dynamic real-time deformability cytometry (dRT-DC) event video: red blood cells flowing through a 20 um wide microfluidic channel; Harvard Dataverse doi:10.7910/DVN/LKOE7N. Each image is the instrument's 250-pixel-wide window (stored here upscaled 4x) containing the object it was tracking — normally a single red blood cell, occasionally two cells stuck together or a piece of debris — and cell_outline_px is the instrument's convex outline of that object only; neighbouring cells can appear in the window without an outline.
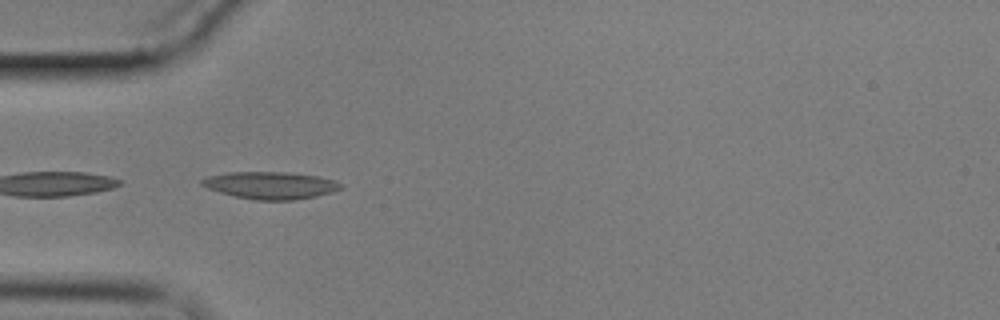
{"species": "common noctule bat (a hibernating species)", "species_latin": "Nyctalus noctula", "temperature_condition": "cold", "stored_images_in_passage": 27, "camera_frame_rate_fps": 3000, "um_per_image_px": 0.085, "animal": {"sex": "male", "body_mass_g": 17.9}, "frame": {"image": 1, "passage_image": 1, "time_ms": 0.0, "image_size_px": [1000, 320], "cell_outline_px": [[344, 188], [332, 192], [316, 196], [292, 200], [256, 200], [236, 196], [220, 192], [208, 188], [200, 184], [200, 180], [208, 176], [228, 172], [288, 172], [320, 176], [336, 180], [344, 184]], "centroid_in_image_um": [23.05, 15.74], "position_along_channel_um": 61.9, "area_um2": 22.2}}